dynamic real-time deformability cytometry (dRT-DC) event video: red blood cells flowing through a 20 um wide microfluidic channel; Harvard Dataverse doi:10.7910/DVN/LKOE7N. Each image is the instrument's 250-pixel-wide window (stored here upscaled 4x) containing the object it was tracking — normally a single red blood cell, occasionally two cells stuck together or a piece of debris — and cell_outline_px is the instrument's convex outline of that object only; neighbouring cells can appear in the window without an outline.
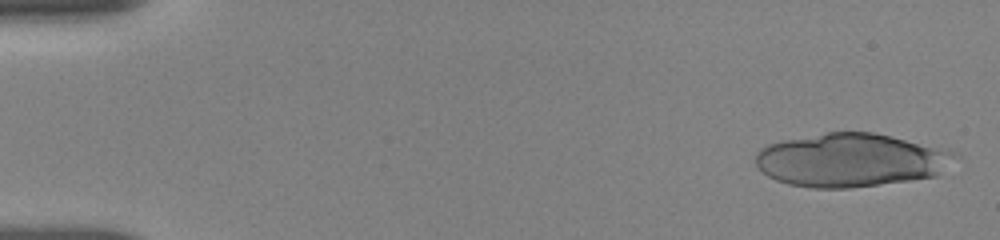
{"species": "human", "species_latin": "Homo sapiens", "temperature_condition": "room temperature", "stored_images_in_passage": 23, "camera_frame_rate_fps": 3000, "um_per_image_px": 0.085, "donor": {"sex": "female"}, "frame": {"image": 1, "passage_image": 2, "time_ms": 0.333, "image_size_px": [1000, 240], "cell_outline_px": [[960, 156], [936, 176], [908, 180], [848, 188], [812, 188], [788, 184], [776, 180], [768, 176], [756, 164], [756, 152], [760, 148], [768, 144], [784, 140], [828, 132], [872, 132], [948, 148], [956, 152]], "centroid_in_image_um": [72.36, 13.6], "position_along_channel_um": 12.6, "area_um2": 62.14}}
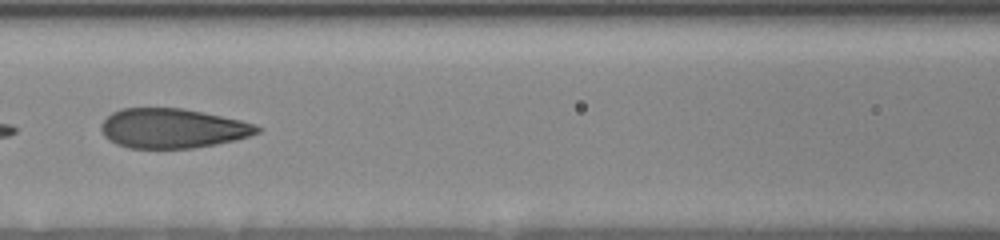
{"frame": {"image": 2, "passage_image": 21, "time_ms": 7.667, "image_size_px": [1000, 240], "cell_outline_px": [[260, 132], [236, 140], [216, 144], [192, 148], [128, 148], [116, 144], [108, 140], [104, 136], [100, 128], [100, 124], [112, 112], [120, 108], [180, 108], [240, 120], [256, 124], [260, 128]], "centroid_in_image_um": [14.62, 10.91], "position_along_channel_um": 152.0, "area_um2": 35.95}}